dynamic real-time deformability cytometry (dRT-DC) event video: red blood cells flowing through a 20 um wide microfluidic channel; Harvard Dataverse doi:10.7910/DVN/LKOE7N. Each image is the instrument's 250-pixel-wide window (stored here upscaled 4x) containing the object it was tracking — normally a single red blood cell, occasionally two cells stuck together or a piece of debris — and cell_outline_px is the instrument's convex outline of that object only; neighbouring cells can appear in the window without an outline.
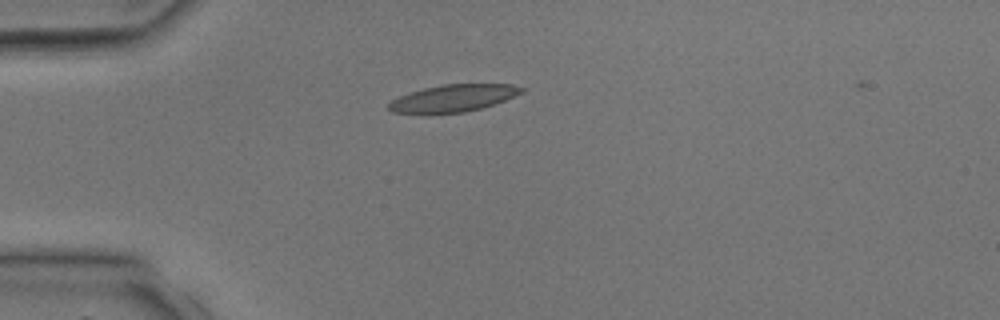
{"species": "common noctule bat (a hibernating species)", "species_latin": "Nyctalus noctula", "temperature_condition": "room temperature", "stored_images_in_passage": 2, "camera_frame_rate_fps": 3000, "um_per_image_px": 0.085, "animal": {"sex": "male", "body_mass_g": 17.9, "forearm_length_mm": 54.2}, "frame": {"image": 1, "passage_image": 1, "time_ms": 0.0, "image_size_px": [1000, 320], "cell_outline_px": [[524, 92], [504, 100], [480, 108], [464, 112], [424, 116], [392, 112], [388, 108], [388, 104], [392, 100], [408, 92], [440, 84], [512, 84], [524, 88]], "centroid_in_image_um": [38.43, 8.38], "position_along_channel_um": 46.6, "area_um2": 21.56}}